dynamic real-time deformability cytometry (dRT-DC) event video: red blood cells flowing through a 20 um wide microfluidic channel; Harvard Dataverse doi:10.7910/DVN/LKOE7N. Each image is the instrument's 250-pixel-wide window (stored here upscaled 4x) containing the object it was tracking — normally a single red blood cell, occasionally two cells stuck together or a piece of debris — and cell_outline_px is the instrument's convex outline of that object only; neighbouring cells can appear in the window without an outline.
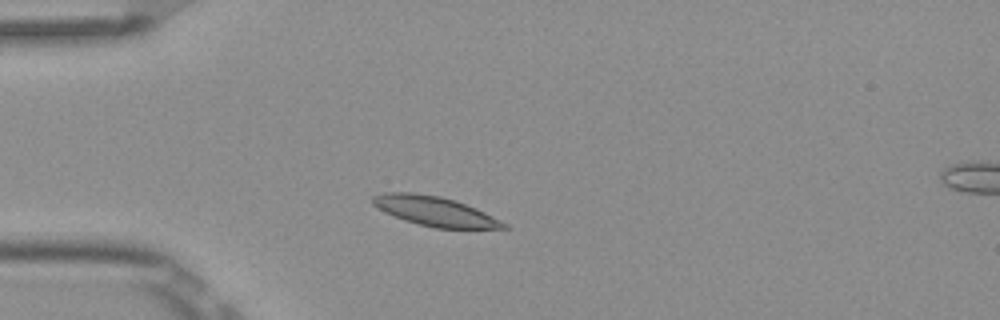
{"species": "Egyptian fruit bat (a non-hibernating species)", "species_latin": "Rousettus aegyptiacus", "temperature_condition": "room temperature", "stored_images_in_passage": 7, "camera_frame_rate_fps": 3000, "um_per_image_px": 0.085, "frame": {"image": 1, "passage_image": 3, "time_ms": 0.667, "image_size_px": [1000, 320], "cell_outline_px": [[512, 228], [436, 228], [404, 220], [384, 212], [372, 204], [372, 196], [384, 192], [412, 192], [440, 196], [464, 204], [484, 212], [508, 224]], "centroid_in_image_um": [36.92, 17.95], "position_along_channel_um": 48.1, "area_um2": 22.25}}
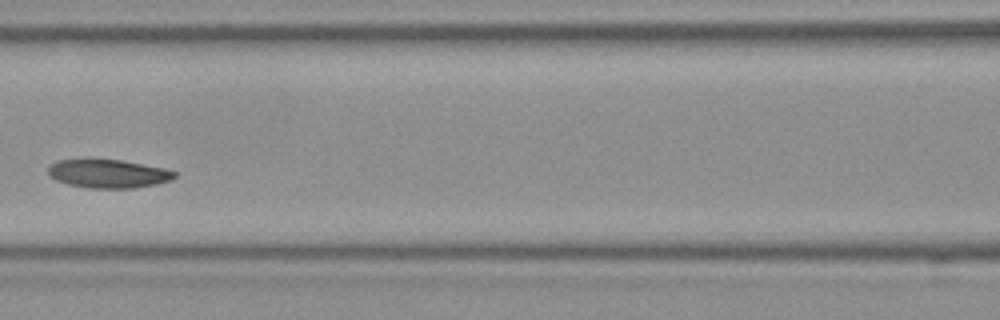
{"frame": {"image": 2, "passage_image": 6, "time_ms": 1.667, "image_size_px": [1000, 320], "cell_outline_px": [[176, 176], [172, 180], [156, 184], [132, 188], [88, 188], [68, 184], [56, 180], [48, 176], [48, 168], [56, 160], [84, 156], [120, 160], [164, 168], [176, 172]], "centroid_in_image_um": [9.12, 14.72], "position_along_channel_um": 157.5, "area_um2": 21.73}}
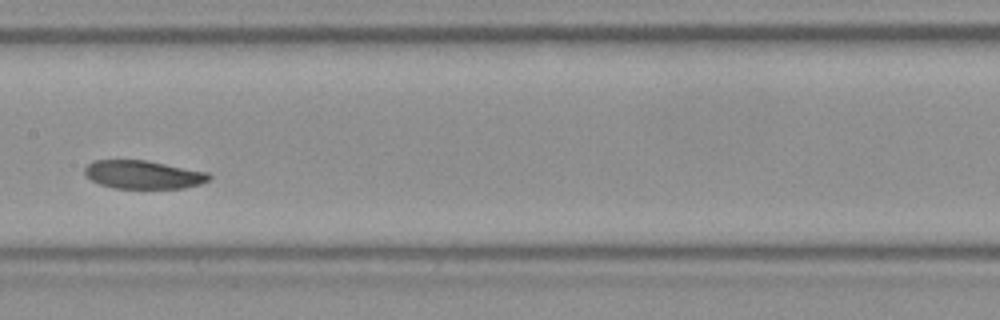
{"frame": {"image": 3, "passage_image": 7, "time_ms": 2.0, "image_size_px": [1000, 320], "cell_outline_px": [[212, 176], [208, 180], [200, 184], [184, 188], [116, 188], [100, 184], [92, 180], [84, 172], [84, 168], [92, 160], [144, 160], [208, 172]], "centroid_in_image_um": [12.18, 14.84], "position_along_channel_um": 195.2, "area_um2": 20.35}}